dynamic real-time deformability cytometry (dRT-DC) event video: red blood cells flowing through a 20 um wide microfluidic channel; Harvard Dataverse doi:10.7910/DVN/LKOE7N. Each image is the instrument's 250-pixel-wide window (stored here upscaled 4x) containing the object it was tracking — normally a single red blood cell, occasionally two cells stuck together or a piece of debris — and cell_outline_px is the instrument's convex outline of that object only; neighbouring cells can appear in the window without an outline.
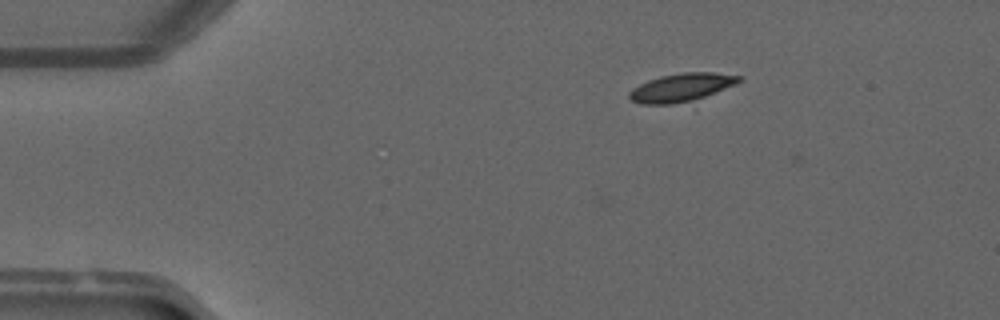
{"species": "common noctule bat (a hibernating species)", "species_latin": "Nyctalus noctula", "temperature_condition": "warm", "stored_images_in_passage": 43, "camera_frame_rate_fps": 3000, "um_per_image_px": 0.085, "animal": {"sex": "male", "forearm_length_mm": 52.5}, "frame": {"image": 1, "passage_image": 1, "time_ms": 0.0, "image_size_px": [1000, 320], "cell_outline_px": [[744, 80], [736, 84], [704, 96], [692, 100], [672, 104], [640, 104], [632, 100], [628, 96], [628, 92], [632, 88], [648, 80], [660, 76], [684, 72], [712, 72], [744, 76]], "centroid_in_image_um": [57.92, 7.42], "position_along_channel_um": 27.1, "area_um2": 17.98}}
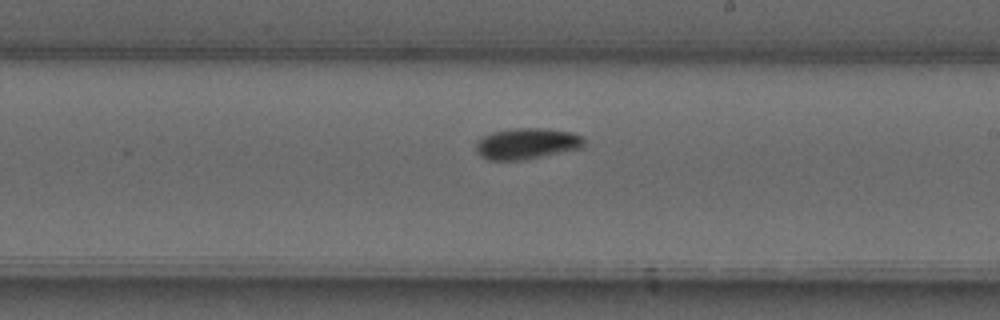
{"frame": {"image": 2, "passage_image": 22, "time_ms": 7.0, "image_size_px": [1000, 320], "cell_outline_px": [[584, 148], [524, 160], [488, 160], [480, 156], [476, 152], [476, 144], [484, 136], [492, 132], [516, 128], [544, 128], [572, 132], [580, 136], [584, 140]], "centroid_in_image_um": [44.8, 12.22], "position_along_channel_um": 244.2, "area_um2": 19.65}}
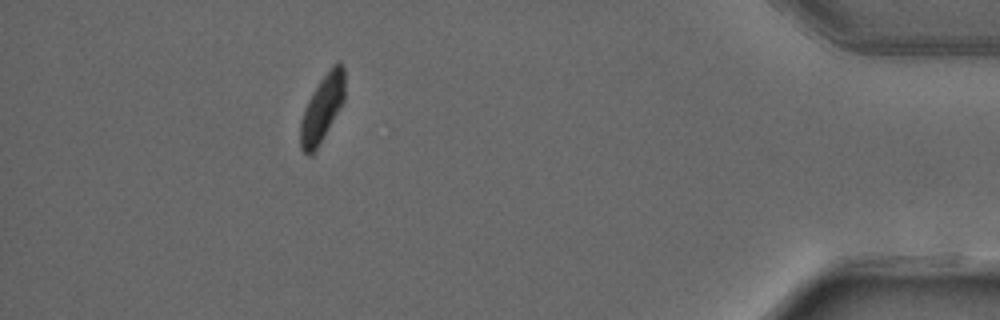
{"frame": {"image": 3, "passage_image": 38, "time_ms": 12.333, "image_size_px": [1000, 320], "cell_outline_px": [[344, 100], [340, 108], [324, 136], [312, 156], [308, 156], [300, 148], [300, 120], [304, 108], [308, 100], [320, 80], [332, 64], [336, 60], [340, 60], [344, 68]], "centroid_in_image_um": [27.37, 9.2], "position_along_channel_um": 407.8, "area_um2": 17.34}, "authors_computed_cell_mechanics": {"area_um2": 18.5538, "velocity_mm_per_s": 4.0663, "shape_relaxation_time_tau1_ms": 11.1023, "shape_relaxation_time_tau2_ms": null, "deformation_change_tau1": 0.2086, "deformation_change_tau2": null}}